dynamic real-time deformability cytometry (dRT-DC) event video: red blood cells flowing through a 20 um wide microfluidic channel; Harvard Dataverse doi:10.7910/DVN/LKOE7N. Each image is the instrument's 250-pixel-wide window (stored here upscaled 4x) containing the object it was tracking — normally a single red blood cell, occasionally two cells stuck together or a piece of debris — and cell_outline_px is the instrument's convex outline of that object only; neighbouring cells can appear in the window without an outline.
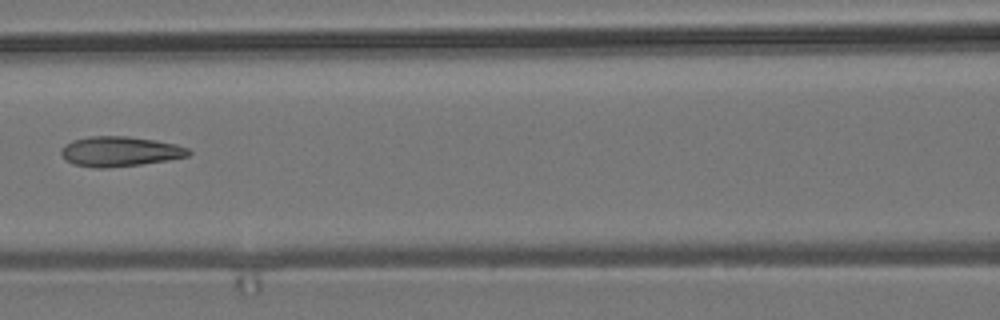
{"species": "common noctule bat (a hibernating species)", "species_latin": "Nyctalus noctula", "temperature_condition": "room temperature", "stored_images_in_passage": 10, "camera_frame_rate_fps": 3000, "um_per_image_px": 0.085, "animal": {"sex": "male", "body_mass_g": 19.2, "forearm_length_mm": 51.8}, "frame": {"image": 1, "passage_image": 6, "time_ms": 6.667, "image_size_px": [1000, 320], "cell_outline_px": [[192, 152], [188, 156], [168, 160], [140, 164], [108, 168], [96, 168], [72, 164], [64, 160], [60, 152], [60, 148], [64, 144], [72, 140], [88, 136], [128, 136], [156, 140], [176, 144], [188, 148]], "centroid_in_image_um": [10.15, 12.87], "position_along_channel_um": 156.5, "area_um2": 22.54}}
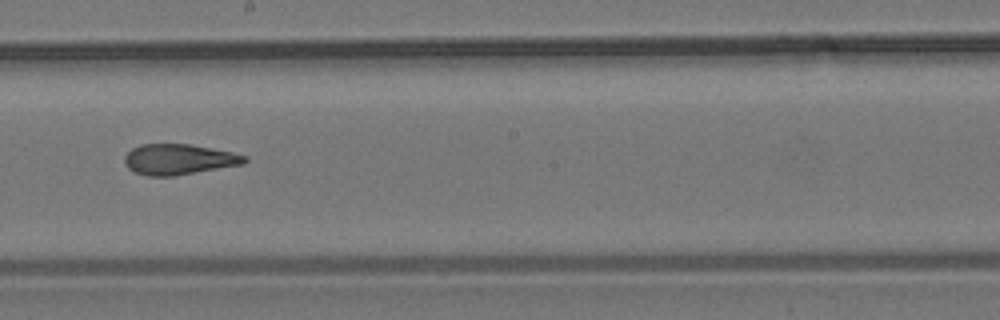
{"frame": {"image": 2, "passage_image": 8, "time_ms": 8.667, "image_size_px": [1000, 320], "cell_outline_px": [[248, 160], [244, 164], [176, 176], [148, 176], [136, 172], [128, 168], [124, 164], [124, 156], [132, 148], [140, 144], [192, 144], [232, 152], [248, 156]], "centroid_in_image_um": [15.21, 13.54], "position_along_channel_um": 233.0, "area_um2": 21.62}}
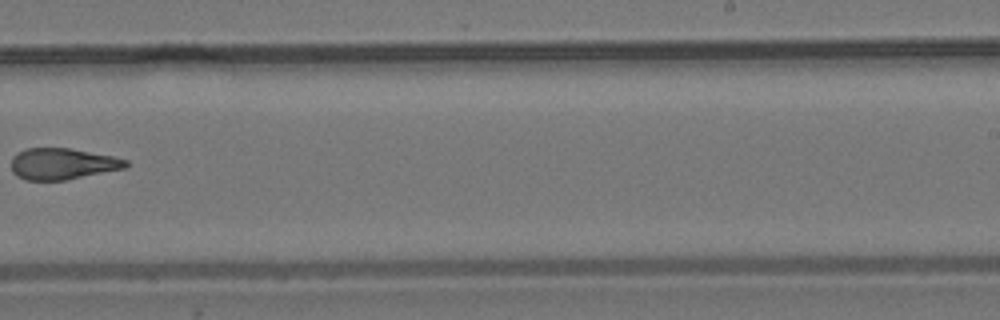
{"frame": {"image": 3, "passage_image": 9, "time_ms": 10.0, "image_size_px": [1000, 320], "cell_outline_px": [[128, 164], [124, 168], [64, 180], [24, 180], [16, 176], [12, 172], [12, 156], [16, 152], [24, 148], [68, 148], [112, 156], [128, 160]], "centroid_in_image_um": [5.24, 13.92], "position_along_channel_um": 283.8, "area_um2": 20.81}}